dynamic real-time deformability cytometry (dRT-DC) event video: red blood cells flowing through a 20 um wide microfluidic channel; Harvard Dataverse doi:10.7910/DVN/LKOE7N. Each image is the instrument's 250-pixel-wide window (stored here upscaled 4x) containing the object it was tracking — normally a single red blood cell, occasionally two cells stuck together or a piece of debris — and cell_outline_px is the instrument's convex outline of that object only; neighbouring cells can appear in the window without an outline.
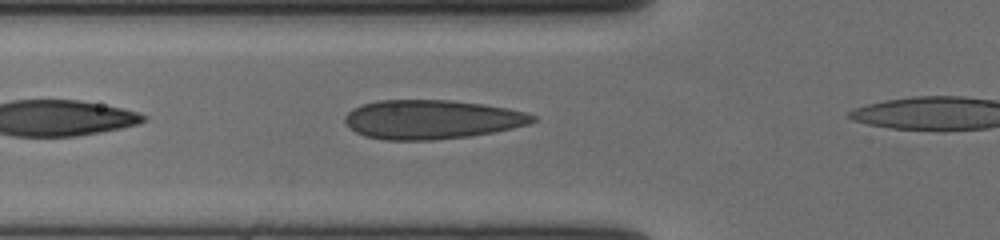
{"species": "human", "species_latin": "Homo sapiens", "temperature_condition": "cold", "stored_images_in_passage": 30, "camera_frame_rate_fps": 3000, "um_per_image_px": 0.085, "donor": {"sex": "female"}, "frame": {"image": 1, "passage_image": 4, "time_ms": 1.0, "image_size_px": [1000, 240], "cell_outline_px": [[536, 120], [528, 124], [512, 128], [492, 132], [468, 136], [436, 140], [384, 140], [364, 136], [356, 132], [344, 120], [344, 116], [352, 108], [360, 104], [376, 100], [452, 100], [484, 104], [508, 108], [524, 112], [536, 116]], "centroid_in_image_um": [36.66, 10.15], "position_along_channel_um": 89.1, "area_um2": 42.89}}
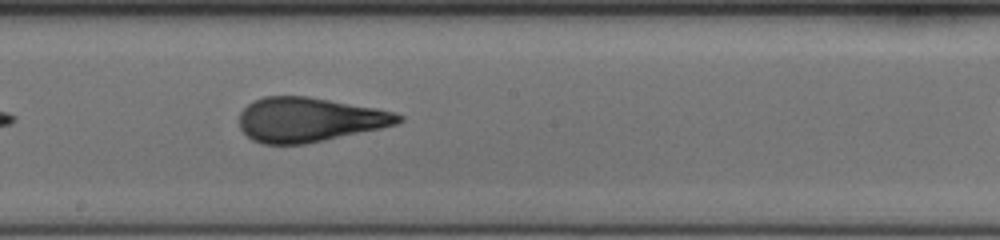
{"frame": {"image": 2, "passage_image": 15, "time_ms": 4.667, "image_size_px": [1000, 240], "cell_outline_px": [[404, 120], [396, 124], [380, 128], [324, 140], [304, 144], [264, 144], [252, 140], [240, 128], [240, 112], [252, 100], [264, 96], [308, 96], [376, 108], [396, 112], [404, 116]], "centroid_in_image_um": [26.28, 10.16], "position_along_channel_um": 221.9, "area_um2": 41.1}}
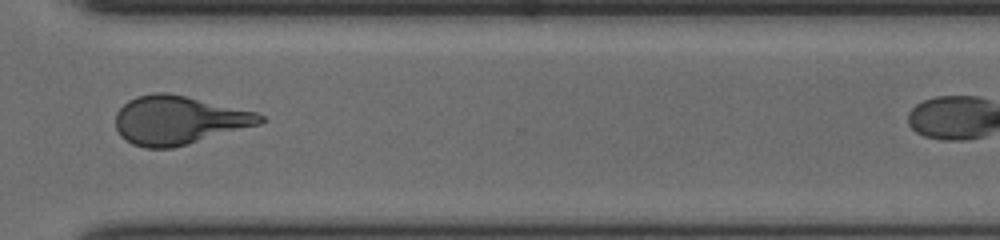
{"frame": {"image": 3, "passage_image": 26, "time_ms": 8.333, "image_size_px": [1000, 240], "cell_outline_px": [[264, 120], [260, 124], [172, 148], [144, 148], [132, 144], [124, 140], [120, 136], [116, 128], [116, 112], [128, 100], [136, 96], [156, 92], [168, 92], [256, 112], [264, 116]], "centroid_in_image_um": [15.14, 10.21], "position_along_channel_um": 355.5, "area_um2": 40.75}}